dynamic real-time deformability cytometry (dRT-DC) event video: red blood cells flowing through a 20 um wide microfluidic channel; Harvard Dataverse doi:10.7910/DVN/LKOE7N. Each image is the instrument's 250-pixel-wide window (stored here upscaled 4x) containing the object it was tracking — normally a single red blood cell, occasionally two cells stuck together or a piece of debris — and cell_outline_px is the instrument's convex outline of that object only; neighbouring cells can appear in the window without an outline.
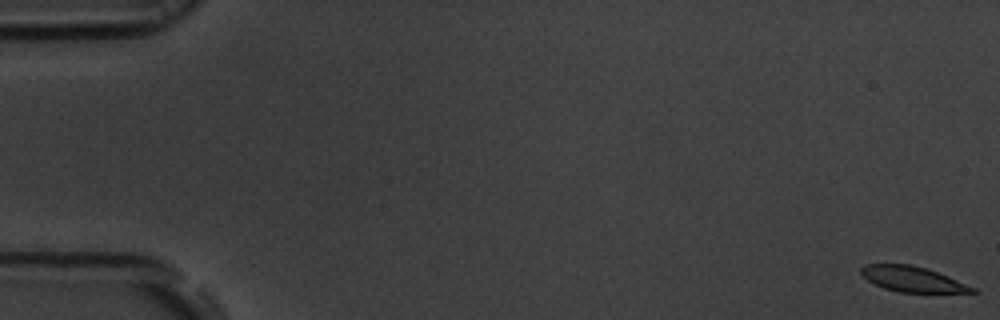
{"species": "common noctule bat (a hibernating species)", "species_latin": "Nyctalus noctula", "temperature_condition": "room temperature", "stored_images_in_passage": 58, "segment_of_instrument_passage": [1, 2], "camera_frame_rate_fps": 3000, "um_per_image_px": 0.085, "animal": {"sex": "male", "body_mass_g": 19.5, "forearm_length_mm": 54.6}, "frame": {"image": 1, "passage_image": 1, "time_ms": 0.0, "image_size_px": [1000, 320], "cell_outline_px": [[980, 292], [900, 292], [884, 288], [868, 280], [860, 272], [860, 268], [864, 264], [908, 264], [924, 268], [948, 276], [976, 288]], "centroid_in_image_um": [77.55, 23.72], "position_along_channel_um": 7.4, "area_um2": 16.13}}
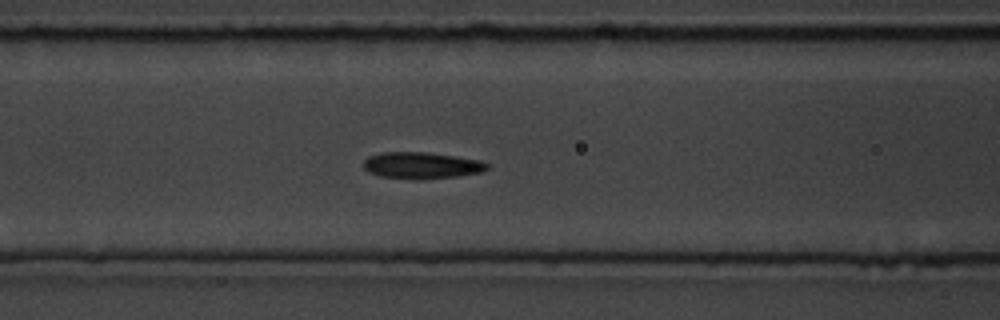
{"frame": {"image": 2, "passage_image": 24, "time_ms": 7.667, "image_size_px": [1000, 320], "cell_outline_px": [[488, 168], [480, 172], [456, 176], [380, 176], [368, 172], [364, 168], [364, 160], [368, 156], [380, 152], [428, 152], [456, 156], [480, 160], [488, 164]], "centroid_in_image_um": [35.82, 13.99], "position_along_channel_um": 130.8, "area_um2": 18.09}}
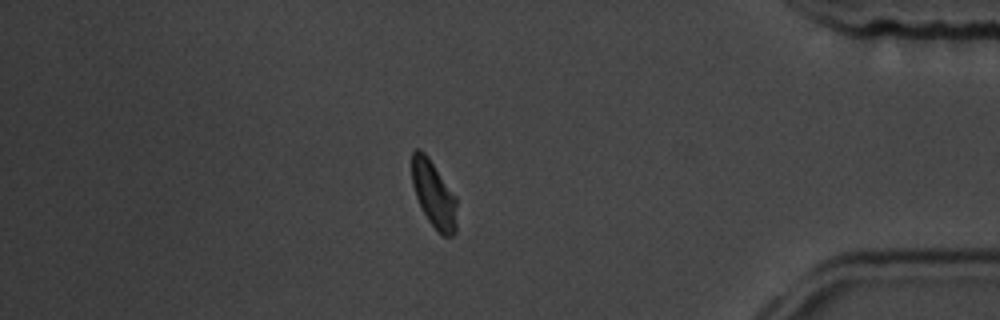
{"frame": {"image": 3, "passage_image": 49, "time_ms": 16.0, "image_size_px": [1000, 320], "cell_outline_px": [[456, 232], [452, 236], [444, 236], [428, 220], [416, 196], [412, 184], [412, 152], [416, 148], [420, 148], [428, 156], [456, 196]], "centroid_in_image_um": [36.87, 16.48], "position_along_channel_um": 398.3, "area_um2": 17.28}}